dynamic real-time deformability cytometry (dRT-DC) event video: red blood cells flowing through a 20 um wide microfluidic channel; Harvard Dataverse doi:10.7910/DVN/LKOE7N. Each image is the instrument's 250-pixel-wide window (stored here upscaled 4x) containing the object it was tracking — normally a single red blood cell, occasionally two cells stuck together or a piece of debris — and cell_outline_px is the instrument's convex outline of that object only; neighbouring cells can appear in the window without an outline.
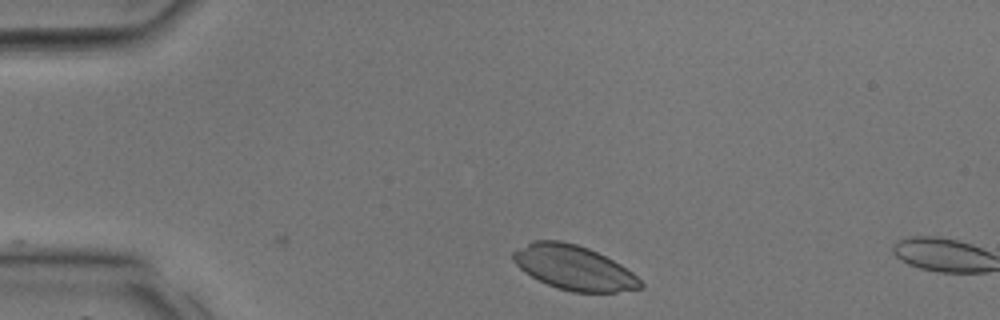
{"species": "common noctule bat (a hibernating species)", "species_latin": "Nyctalus noctula", "temperature_condition": "room temperature", "stored_images_in_passage": 3, "camera_frame_rate_fps": 3000, "um_per_image_px": 0.085, "animal": {"sex": "male", "body_mass_g": 17.9, "forearm_length_mm": 54.2}, "frame": {"image": 1, "passage_image": 3, "time_ms": 0.667, "image_size_px": [1000, 320], "cell_outline_px": [[644, 288], [616, 292], [572, 292], [556, 288], [524, 272], [512, 260], [512, 252], [532, 240], [560, 240], [576, 244], [588, 248], [620, 264], [632, 272], [644, 284]], "centroid_in_image_um": [48.77, 22.75], "position_along_channel_um": 36.2, "area_um2": 32.89}}